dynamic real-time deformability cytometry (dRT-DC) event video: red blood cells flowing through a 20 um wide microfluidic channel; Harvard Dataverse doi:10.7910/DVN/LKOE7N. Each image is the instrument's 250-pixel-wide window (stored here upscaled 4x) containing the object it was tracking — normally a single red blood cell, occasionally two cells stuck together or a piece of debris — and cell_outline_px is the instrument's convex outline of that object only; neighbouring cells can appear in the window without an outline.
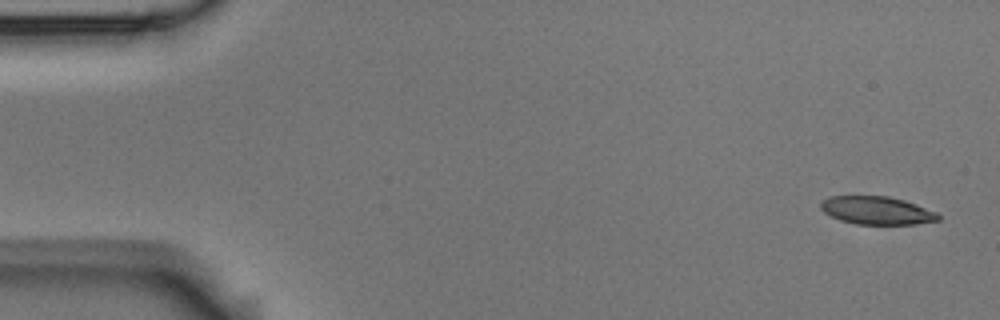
{"species": "Egyptian fruit bat (a non-hibernating species)", "species_latin": "Rousettus aegyptiacus", "temperature_condition": "room temperature", "stored_images_in_passage": 6, "camera_frame_rate_fps": 3000, "um_per_image_px": 0.085, "animal": {"sex": "male"}, "frame": {"image": 1, "passage_image": 1, "time_ms": 0.0, "image_size_px": [1000, 320], "cell_outline_px": [[940, 220], [912, 224], [856, 224], [840, 220], [824, 212], [820, 208], [820, 200], [828, 196], [888, 196], [904, 200], [916, 204], [936, 212], [940, 216]], "centroid_in_image_um": [74.49, 17.88], "position_along_channel_um": 10.5, "area_um2": 19.19}}
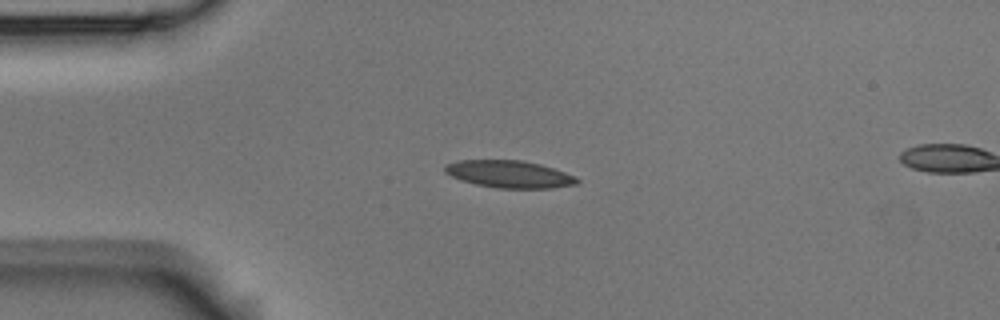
{"frame": {"image": 2, "passage_image": 4, "time_ms": 1.0, "image_size_px": [1000, 320], "cell_outline_px": [[580, 180], [576, 184], [552, 188], [496, 188], [476, 184], [452, 176], [444, 172], [444, 168], [448, 164], [460, 160], [520, 160], [540, 164], [576, 176]], "centroid_in_image_um": [43.32, 14.8], "position_along_channel_um": 41.7, "area_um2": 20.75}}